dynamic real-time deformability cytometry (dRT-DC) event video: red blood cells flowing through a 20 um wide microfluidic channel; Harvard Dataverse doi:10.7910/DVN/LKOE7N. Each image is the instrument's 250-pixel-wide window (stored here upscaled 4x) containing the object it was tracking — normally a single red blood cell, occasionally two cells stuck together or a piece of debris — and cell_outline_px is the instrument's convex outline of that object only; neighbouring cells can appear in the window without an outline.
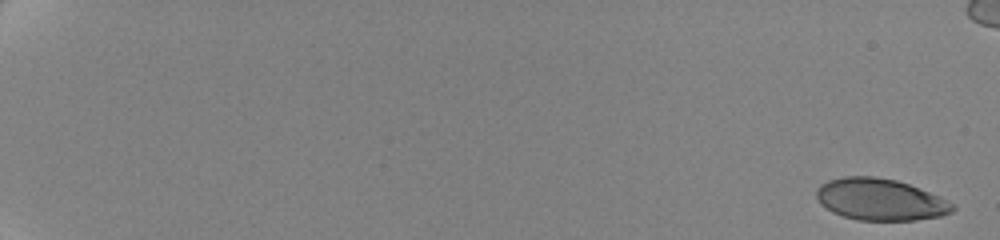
{"species": "human", "species_latin": "Homo sapiens", "temperature_condition": "cold", "stored_images_in_passage": 24, "segment_of_instrument_passage": [1, 2], "camera_frame_rate_fps": 3000, "um_per_image_px": 0.085, "donor": {"sex": "female"}, "frame": {"image": 1, "passage_image": 1, "time_ms": 0.0, "image_size_px": [1000, 240], "cell_outline_px": [[956, 208], [952, 212], [940, 216], [916, 220], [856, 220], [832, 212], [820, 204], [816, 196], [816, 188], [820, 184], [828, 180], [844, 176], [872, 176], [896, 180], [920, 188], [940, 196], [956, 204]], "centroid_in_image_um": [74.83, 16.95], "position_along_channel_um": 10.2, "area_um2": 33.35}}
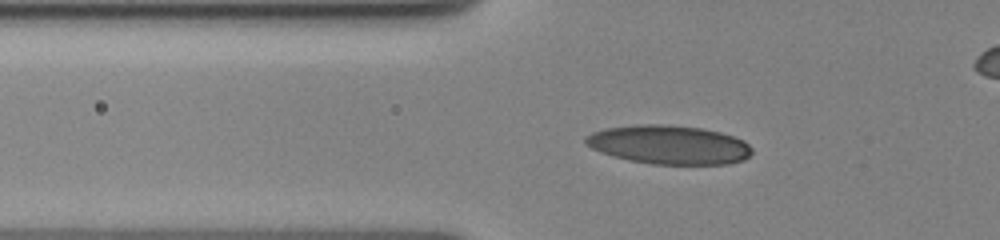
{"frame": {"image": 2, "passage_image": 21, "time_ms": 7.667, "image_size_px": [1000, 240], "cell_outline_px": [[752, 152], [744, 160], [728, 164], [652, 164], [628, 160], [612, 156], [600, 152], [584, 144], [584, 136], [592, 132], [604, 128], [636, 124], [664, 124], [704, 128], [720, 132], [744, 140], [752, 148]], "centroid_in_image_um": [56.83, 12.29], "position_along_channel_um": 69.0, "area_um2": 38.03}}